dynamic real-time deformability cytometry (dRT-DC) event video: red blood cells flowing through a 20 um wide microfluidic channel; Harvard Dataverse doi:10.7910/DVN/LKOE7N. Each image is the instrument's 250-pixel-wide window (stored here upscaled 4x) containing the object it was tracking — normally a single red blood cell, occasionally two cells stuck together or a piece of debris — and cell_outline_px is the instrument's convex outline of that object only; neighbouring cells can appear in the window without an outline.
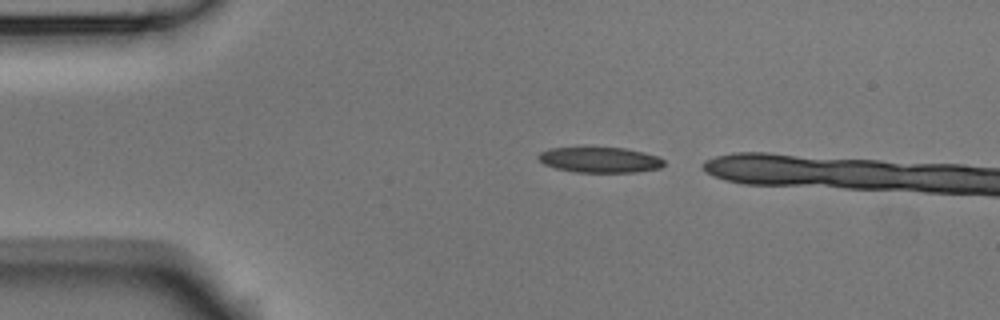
{"species": "Egyptian fruit bat (a non-hibernating species)", "species_latin": "Rousettus aegyptiacus", "temperature_condition": "room temperature", "stored_images_in_passage": 3, "camera_frame_rate_fps": 3000, "um_per_image_px": 0.085, "animal": {"sex": "male"}, "frame": {"image": 1, "passage_image": 1, "time_ms": 0.0, "image_size_px": [1000, 320], "cell_outline_px": [[664, 164], [660, 168], [636, 172], [576, 172], [556, 168], [544, 164], [536, 156], [540, 152], [552, 148], [624, 148], [644, 152], [660, 156], [664, 160]], "centroid_in_image_um": [51.02, 13.59], "position_along_channel_um": 34.0, "area_um2": 18.55}}